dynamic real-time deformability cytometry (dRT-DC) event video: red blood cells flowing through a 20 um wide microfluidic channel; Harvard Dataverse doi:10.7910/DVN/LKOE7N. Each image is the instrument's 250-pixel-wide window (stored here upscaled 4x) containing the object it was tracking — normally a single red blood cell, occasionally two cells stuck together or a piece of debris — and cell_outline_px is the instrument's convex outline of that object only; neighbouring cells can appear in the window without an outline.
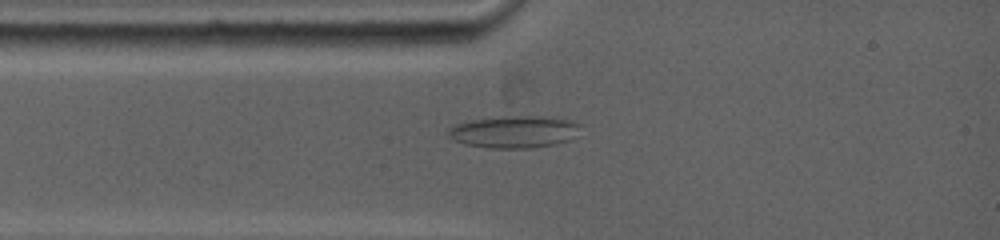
{"species": "common noctule bat (a hibernating species)", "species_latin": "Nyctalus noctula", "temperature_condition": "warm", "stored_images_in_passage": 3, "camera_frame_rate_fps": 5000, "um_per_image_px": 0.085, "animal": {"sex": "female", "body_mass_g": 19.0, "forearm_length_mm": 53.3}, "frame": {"image": 1, "passage_image": 3, "time_ms": 1.8, "image_size_px": [1000, 240], "cell_outline_px": [[580, 124], [568, 140], [552, 144], [528, 148], [488, 148], [464, 144], [448, 136], [448, 132], [456, 124], [472, 120], [500, 116], [540, 116], [568, 120]], "centroid_in_image_um": [43.63, 11.2], "position_along_channel_um": 41.4, "area_um2": 24.1}}